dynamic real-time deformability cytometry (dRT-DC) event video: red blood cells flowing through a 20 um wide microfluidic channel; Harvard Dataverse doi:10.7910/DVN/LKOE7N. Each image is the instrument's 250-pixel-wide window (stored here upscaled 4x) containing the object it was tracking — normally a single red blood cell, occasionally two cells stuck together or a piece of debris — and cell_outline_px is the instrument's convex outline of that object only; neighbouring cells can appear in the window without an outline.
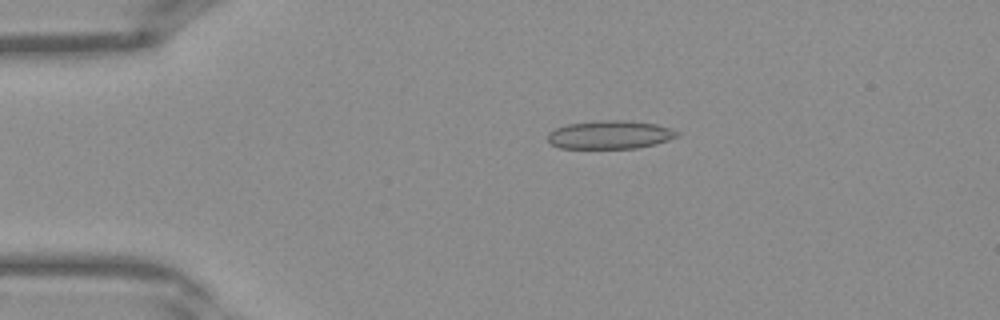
{"species": "Egyptian fruit bat (a non-hibernating species)", "species_latin": "Rousettus aegyptiacus", "temperature_condition": "warm", "stored_images_in_passage": 34, "camera_frame_rate_fps": 3000, "um_per_image_px": 0.085, "frame": {"image": 1, "passage_image": 2, "time_ms": 0.333, "image_size_px": [1000, 320], "cell_outline_px": [[680, 136], [656, 144], [636, 148], [560, 148], [552, 144], [548, 140], [548, 132], [556, 128], [568, 124], [604, 120], [624, 120], [656, 124], [672, 128], [680, 132]], "centroid_in_image_um": [51.89, 11.45], "position_along_channel_um": 33.1, "area_um2": 21.39}}
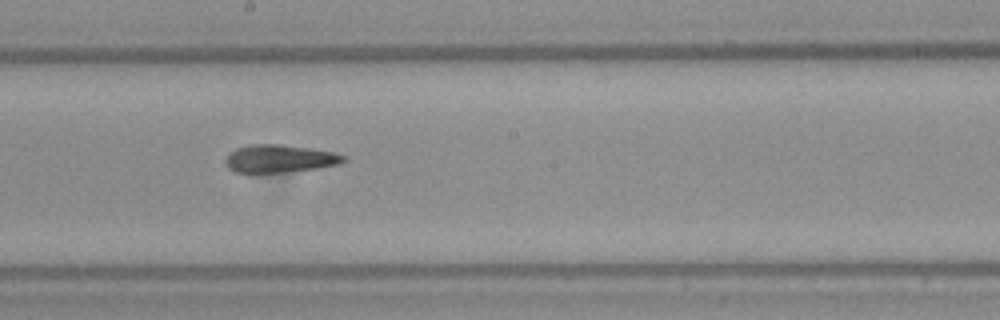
{"frame": {"image": 2, "passage_image": 16, "time_ms": 5.0, "image_size_px": [1000, 320], "cell_outline_px": [[348, 160], [340, 164], [316, 168], [252, 176], [236, 172], [228, 168], [224, 160], [228, 152], [236, 148], [248, 144], [280, 144], [336, 152], [344, 156]], "centroid_in_image_um": [23.69, 13.51], "position_along_channel_um": 224.5, "area_um2": 19.88}}
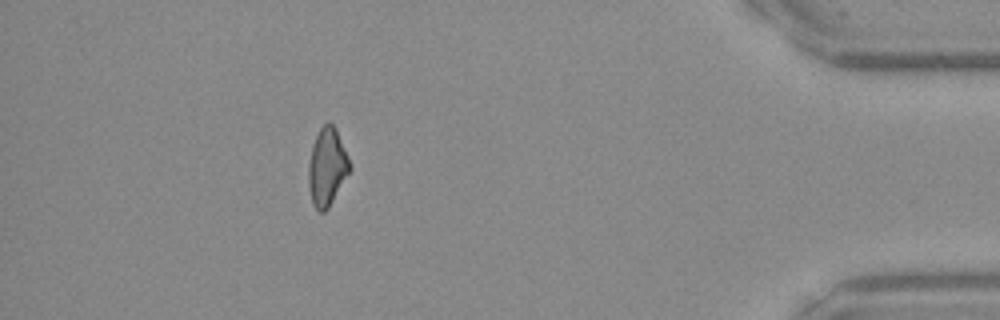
{"frame": {"image": 3, "passage_image": 30, "time_ms": 9.667, "image_size_px": [1000, 320], "cell_outline_px": [[352, 168], [328, 208], [324, 212], [320, 212], [312, 204], [308, 184], [308, 164], [312, 144], [320, 128], [328, 120], [336, 128]], "centroid_in_image_um": [27.78, 14.19], "position_along_channel_um": 407.4, "area_um2": 18.67}}